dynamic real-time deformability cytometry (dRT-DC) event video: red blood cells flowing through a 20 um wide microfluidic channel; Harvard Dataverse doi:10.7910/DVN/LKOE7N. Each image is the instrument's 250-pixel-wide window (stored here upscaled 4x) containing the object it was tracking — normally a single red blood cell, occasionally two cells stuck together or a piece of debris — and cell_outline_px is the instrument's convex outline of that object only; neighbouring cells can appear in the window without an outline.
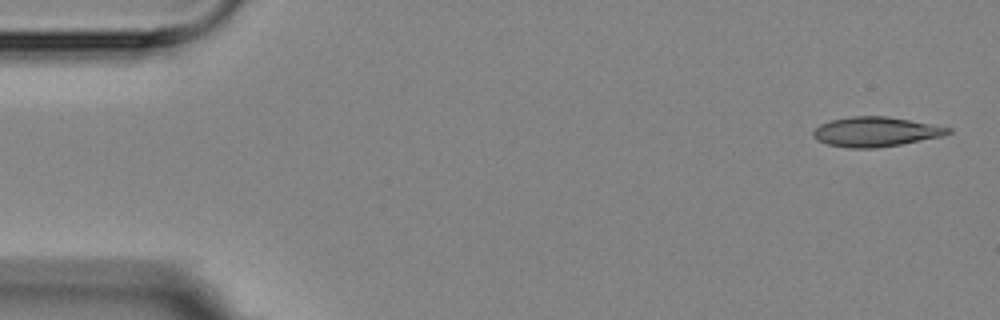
{"species": "Egyptian fruit bat (a non-hibernating species)", "species_latin": "Rousettus aegyptiacus", "temperature_condition": "room temperature", "stored_images_in_passage": 4, "camera_frame_rate_fps": 3000, "um_per_image_px": 0.085, "animal": {"sex": "female"}, "frame": {"image": 1, "passage_image": 1, "time_ms": 0.0, "image_size_px": [1000, 320], "cell_outline_px": [[952, 132], [944, 136], [900, 144], [876, 148], [848, 148], [828, 144], [816, 140], [812, 136], [812, 132], [820, 124], [832, 120], [852, 116], [888, 116], [952, 128]], "centroid_in_image_um": [74.42, 11.2], "position_along_channel_um": 10.6, "area_um2": 23.29}}
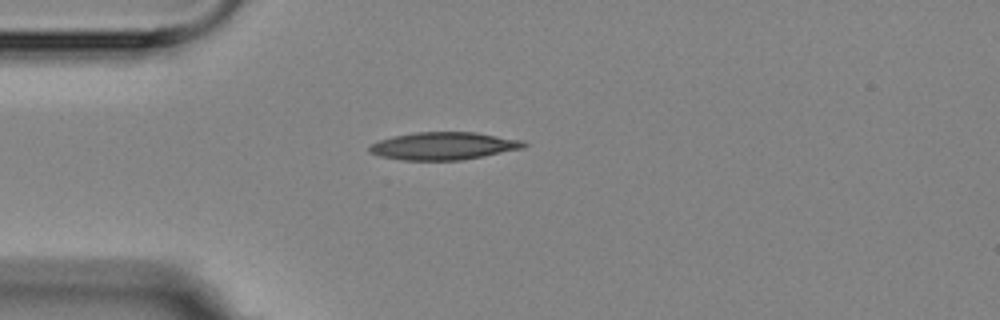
{"frame": {"image": 2, "passage_image": 4, "time_ms": 4.0, "image_size_px": [1000, 320], "cell_outline_px": [[528, 144], [524, 148], [484, 156], [460, 160], [404, 160], [380, 156], [368, 152], [368, 148], [372, 144], [380, 140], [392, 136], [416, 132], [476, 132], [524, 140]], "centroid_in_image_um": [37.73, 12.4], "position_along_channel_um": 47.3, "area_um2": 24.91}}